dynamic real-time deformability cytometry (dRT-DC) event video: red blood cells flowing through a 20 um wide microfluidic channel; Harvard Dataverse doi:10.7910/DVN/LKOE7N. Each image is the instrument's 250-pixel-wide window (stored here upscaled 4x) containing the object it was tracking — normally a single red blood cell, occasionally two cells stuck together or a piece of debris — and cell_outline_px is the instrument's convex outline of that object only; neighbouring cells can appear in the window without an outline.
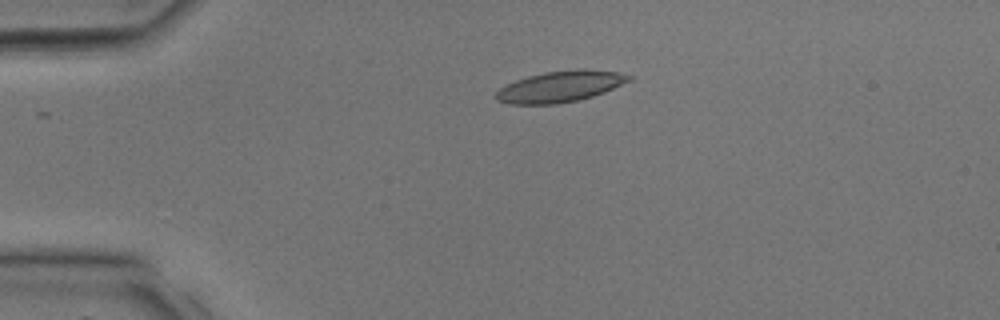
{"species": "common noctule bat (a hibernating species)", "species_latin": "Nyctalus noctula", "temperature_condition": "room temperature", "stored_images_in_passage": 7, "camera_frame_rate_fps": 3000, "um_per_image_px": 0.085, "animal": {"sex": "male", "body_mass_g": 17.9, "forearm_length_mm": 54.2}, "frame": {"image": 1, "passage_image": 1, "time_ms": 0.0, "image_size_px": [1000, 320], "cell_outline_px": [[632, 80], [604, 92], [592, 96], [576, 100], [556, 104], [508, 104], [496, 100], [496, 92], [500, 88], [516, 80], [528, 76], [544, 72], [580, 68], [584, 68], [616, 72], [632, 76]], "centroid_in_image_um": [47.62, 7.35], "position_along_channel_um": 37.4, "area_um2": 23.99}}
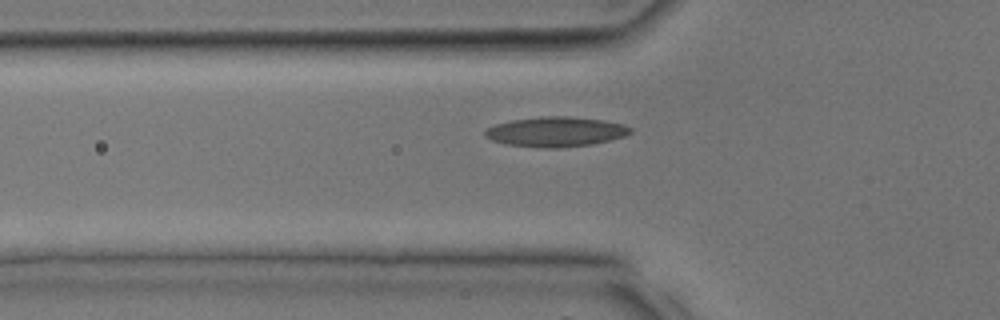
{"frame": {"image": 2, "passage_image": 5, "time_ms": 1.333, "image_size_px": [1000, 320], "cell_outline_px": [[632, 132], [624, 136], [592, 144], [560, 148], [540, 148], [504, 144], [492, 140], [484, 136], [484, 132], [488, 128], [496, 124], [512, 120], [544, 116], [572, 116], [604, 120], [624, 124], [632, 128]], "centroid_in_image_um": [47.24, 11.2], "position_along_channel_um": 78.6, "area_um2": 25.43}}